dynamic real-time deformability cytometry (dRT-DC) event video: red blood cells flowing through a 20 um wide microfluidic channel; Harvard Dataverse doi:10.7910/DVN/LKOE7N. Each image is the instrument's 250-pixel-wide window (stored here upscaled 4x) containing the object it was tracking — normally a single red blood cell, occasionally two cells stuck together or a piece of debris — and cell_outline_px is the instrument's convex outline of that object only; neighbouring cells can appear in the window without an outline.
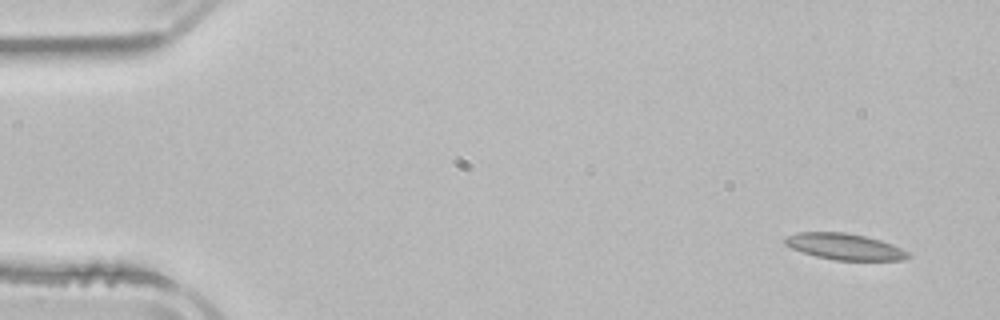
{"species": "common noctule bat (a hibernating species)", "species_latin": "Nyctalus noctula", "temperature_condition": "room temperature", "stored_images_in_passage": 4, "camera_frame_rate_fps": 3000, "um_per_image_px": 0.085, "animal": {"sex": "male", "body_mass_g": 21.5, "forearm_length_mm": 52.0}, "frame": {"image": 1, "passage_image": 1, "time_ms": 0.0, "image_size_px": [1000, 320], "cell_outline_px": [[912, 256], [904, 260], [836, 260], [816, 256], [792, 248], [784, 244], [784, 236], [796, 232], [844, 232], [864, 236], [880, 240], [892, 244], [912, 252]], "centroid_in_image_um": [71.82, 20.96], "position_along_channel_um": 13.2, "area_um2": 18.96}}
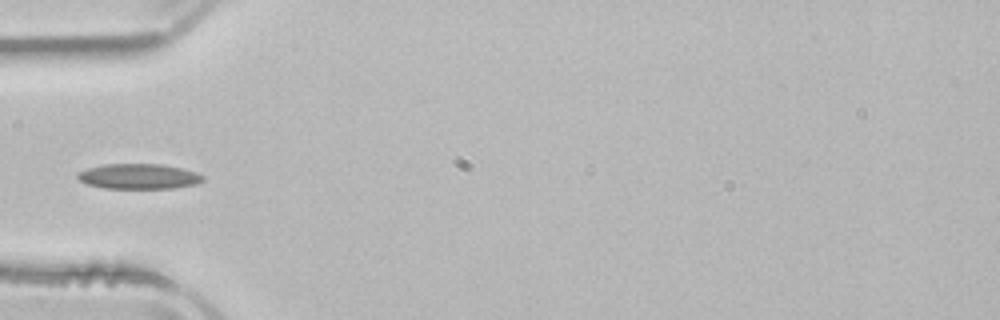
{"frame": {"image": 2, "passage_image": 4, "time_ms": 4.667, "image_size_px": [1000, 320], "cell_outline_px": [[204, 180], [196, 184], [172, 188], [104, 188], [88, 184], [80, 180], [76, 176], [80, 172], [88, 168], [104, 164], [164, 164], [184, 168], [196, 172], [204, 176]], "centroid_in_image_um": [11.84, 14.98], "position_along_channel_um": 73.2, "area_um2": 18.38}}